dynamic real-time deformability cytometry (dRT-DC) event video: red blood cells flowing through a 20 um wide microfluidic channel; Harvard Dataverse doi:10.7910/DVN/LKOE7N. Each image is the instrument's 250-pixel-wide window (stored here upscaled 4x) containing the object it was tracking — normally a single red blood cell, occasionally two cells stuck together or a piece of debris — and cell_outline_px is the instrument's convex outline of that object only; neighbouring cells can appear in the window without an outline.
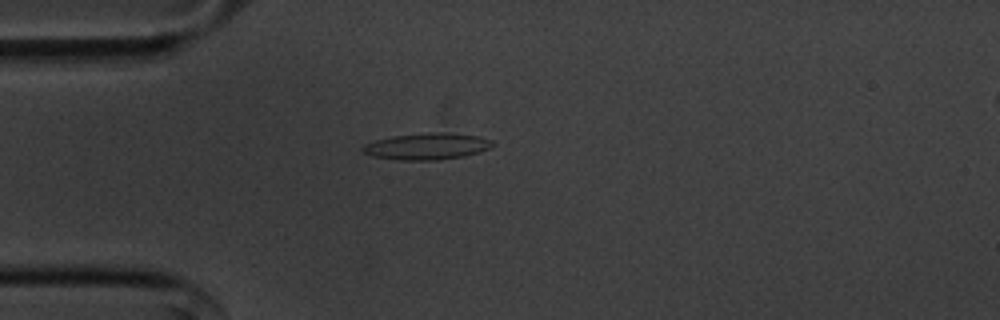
{"species": "common noctule bat (a hibernating species)", "species_latin": "Nyctalus noctula", "temperature_condition": "cold", "stored_images_in_passage": 51, "camera_frame_rate_fps": 3000, "um_per_image_px": 0.085, "animal": {"sex": "male", "body_mass_g": 20.1, "forearm_length_mm": 53.5}, "frame": {"image": 1, "passage_image": 11, "time_ms": 3.333, "image_size_px": [1000, 320], "cell_outline_px": [[496, 144], [492, 148], [480, 152], [464, 156], [436, 160], [400, 160], [372, 156], [364, 152], [360, 148], [364, 144], [376, 140], [392, 136], [428, 132], [444, 132], [480, 136], [492, 140]], "centroid_in_image_um": [36.34, 12.43], "position_along_channel_um": 48.7, "area_um2": 20.29}}
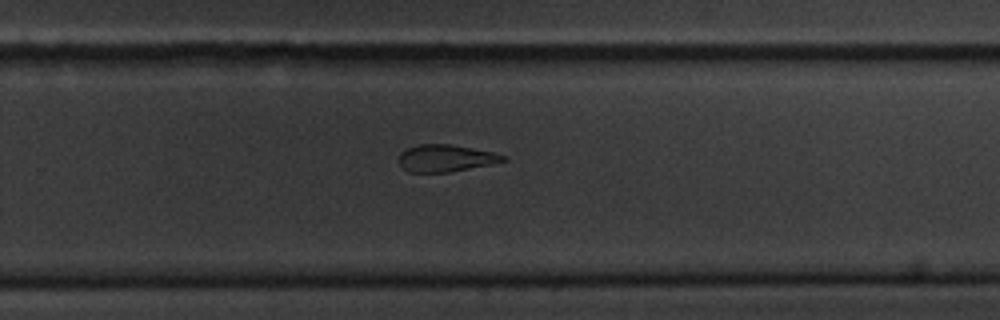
{"frame": {"image": 2, "passage_image": 32, "time_ms": 10.333, "image_size_px": [1000, 320], "cell_outline_px": [[508, 160], [492, 164], [448, 172], [408, 172], [400, 164], [400, 152], [408, 148], [420, 144], [452, 144], [492, 152], [508, 156]], "centroid_in_image_um": [37.92, 13.44], "position_along_channel_um": 291.9, "area_um2": 16.36}}
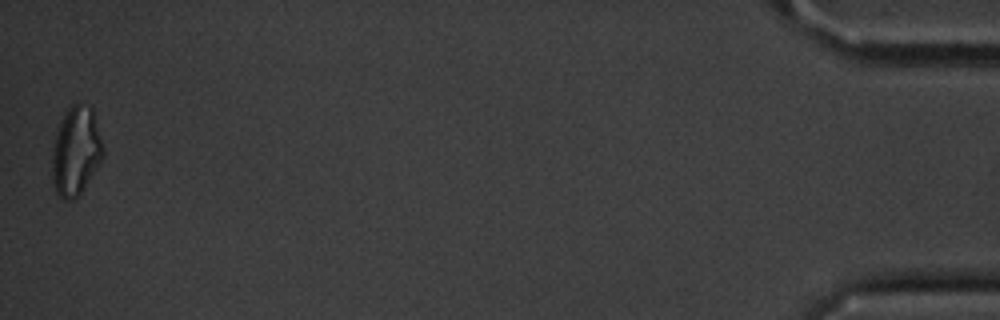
{"frame": {"image": 3, "passage_image": 51, "time_ms": 16.667, "image_size_px": [1000, 320], "cell_outline_px": [[104, 156], [84, 188], [72, 200], [64, 200], [56, 192], [52, 180], [52, 148], [60, 124], [68, 108], [72, 104], [80, 104], [92, 108], [104, 148]], "centroid_in_image_um": [6.45, 12.87], "position_along_channel_um": 428.7, "area_um2": 26.01}, "authors_computed_cell_mechanics": {"area_um2": 18.1492, "velocity_mm_per_s": 3.6286, "shape_relaxation_time_tau1_ms": 5.5371, "shape_relaxation_time_tau2_ms": 4.8639, "deformation_change_tau1": 0.1975, "deformation_change_tau2": 0.1517}}